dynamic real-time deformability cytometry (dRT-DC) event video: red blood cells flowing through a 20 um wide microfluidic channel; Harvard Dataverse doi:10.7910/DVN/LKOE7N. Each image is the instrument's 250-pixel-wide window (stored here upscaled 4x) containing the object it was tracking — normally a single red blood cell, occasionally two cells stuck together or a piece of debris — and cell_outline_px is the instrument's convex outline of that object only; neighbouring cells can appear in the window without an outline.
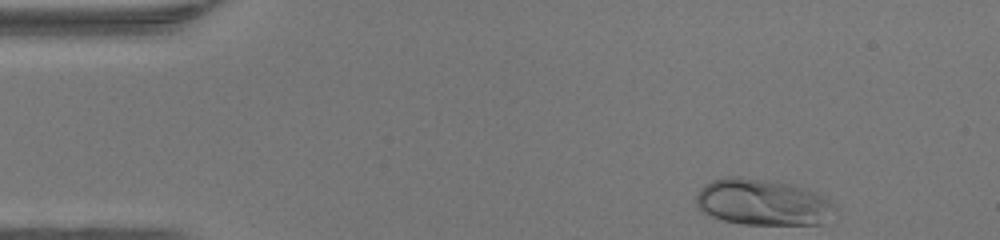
{"species": "human", "species_latin": "Homo sapiens", "temperature_condition": "warm", "stored_images_in_passage": 36, "camera_frame_rate_fps": 3000, "um_per_image_px": 0.085, "donor": {"sex": "female"}, "frame": {"image": 1, "passage_image": 1, "time_ms": 0.0, "image_size_px": [1000, 240], "cell_outline_px": [[836, 208], [820, 224], [740, 224], [724, 220], [712, 216], [704, 212], [696, 204], [696, 196], [700, 188], [704, 184], [712, 180], [728, 176], [740, 176], [776, 180], [792, 184], [828, 196], [836, 204]], "centroid_in_image_um": [64.83, 17.16], "position_along_channel_um": 20.2, "area_um2": 37.8}}
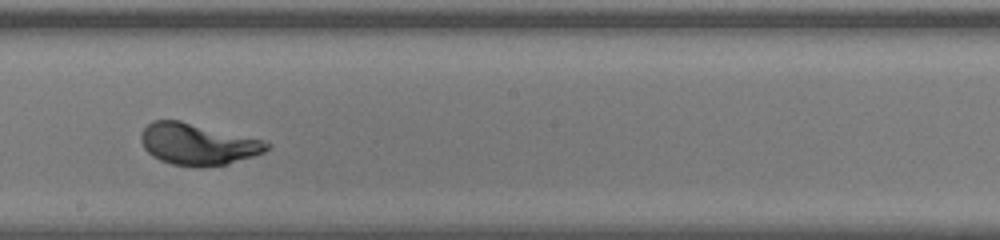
{"frame": {"image": 2, "passage_image": 22, "time_ms": 7.0, "image_size_px": [1000, 240], "cell_outline_px": [[272, 144], [264, 152], [228, 164], [196, 168], [172, 164], [160, 160], [152, 156], [144, 148], [140, 140], [140, 132], [152, 120], [180, 120], [260, 140]], "centroid_in_image_um": [16.74, 12.26], "position_along_channel_um": 231.5, "area_um2": 30.29}}
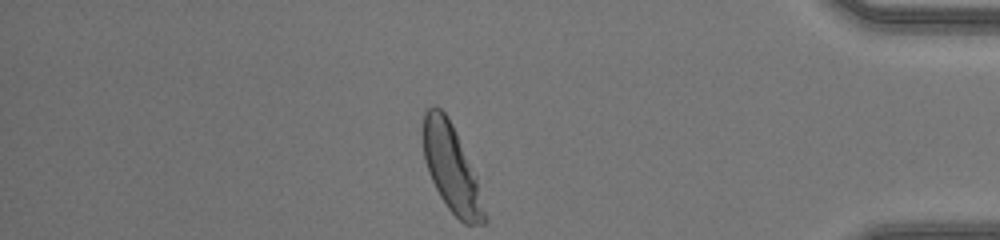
{"frame": {"image": 3, "passage_image": 36, "time_ms": 11.667, "image_size_px": [1000, 240], "cell_outline_px": [[488, 220], [484, 224], [464, 224], [448, 208], [440, 196], [428, 172], [424, 160], [420, 132], [424, 112], [432, 104], [436, 104], [444, 112], [452, 124], [476, 176]], "centroid_in_image_um": [38.33, 14.26], "position_along_channel_um": 396.9, "area_um2": 31.39}, "authors_computed_cell_mechanics": {"area_um2": 30.2294, "velocity_mm_per_s": 4.3263, "shape_relaxation_time_tau1_ms": 1.8895, "shape_relaxation_time_tau2_ms": null, "deformation_change_tau1": 0.1604, "deformation_change_tau2": null}}